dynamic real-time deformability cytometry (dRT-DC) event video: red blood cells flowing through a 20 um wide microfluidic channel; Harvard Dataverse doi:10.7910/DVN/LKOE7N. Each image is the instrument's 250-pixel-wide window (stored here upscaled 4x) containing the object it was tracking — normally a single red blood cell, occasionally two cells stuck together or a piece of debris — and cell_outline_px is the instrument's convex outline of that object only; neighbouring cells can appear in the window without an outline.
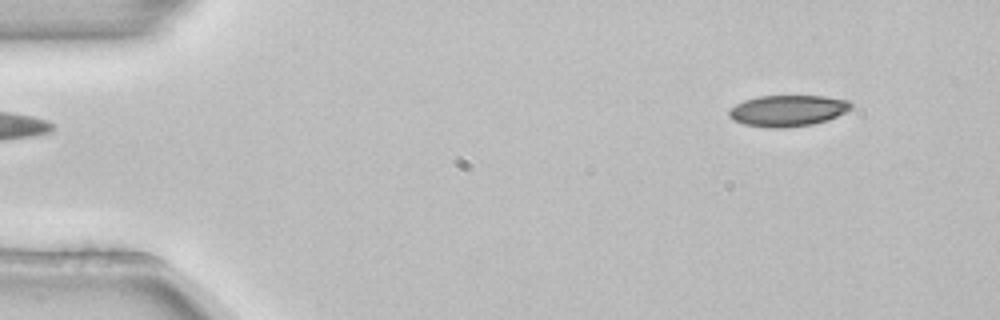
{"species": "common noctule bat (a hibernating species)", "species_latin": "Nyctalus noctula", "temperature_condition": "room temperature", "stored_images_in_passage": 6, "segment_of_instrument_passage": [2, 2], "camera_frame_rate_fps": 3000, "um_per_image_px": 0.085, "animal": {"sex": "female", "body_mass_g": 22.7, "forearm_length_mm": 54.2}, "frame": {"image": 1, "passage_image": 6, "time_ms": 1.667, "image_size_px": [1000, 320], "cell_outline_px": [[852, 108], [828, 120], [812, 124], [788, 128], [768, 128], [744, 124], [732, 120], [728, 116], [728, 108], [744, 100], [760, 96], [824, 96], [848, 100], [852, 104]], "centroid_in_image_um": [66.92, 9.41], "position_along_channel_um": 18.1, "area_um2": 22.37}}